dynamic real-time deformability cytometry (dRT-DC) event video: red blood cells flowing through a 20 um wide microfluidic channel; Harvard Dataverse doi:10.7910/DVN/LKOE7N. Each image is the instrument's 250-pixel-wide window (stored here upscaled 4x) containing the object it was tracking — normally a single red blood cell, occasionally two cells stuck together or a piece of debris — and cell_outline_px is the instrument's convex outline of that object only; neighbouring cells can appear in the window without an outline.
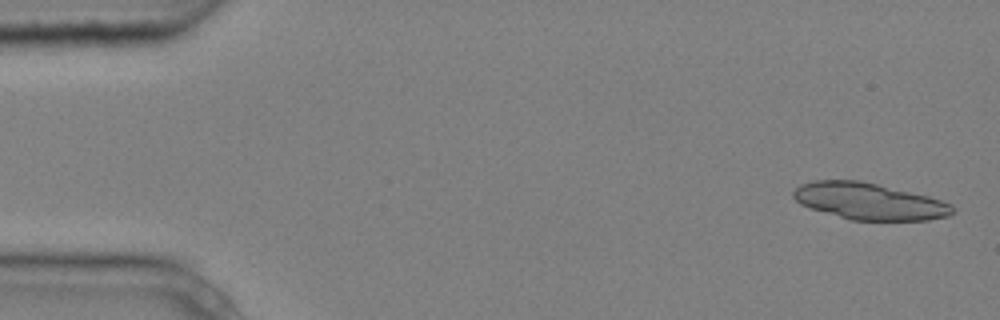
{"species": "common noctule bat (a hibernating species)", "species_latin": "Nyctalus noctula", "temperature_condition": "cold", "stored_images_in_passage": 5, "camera_frame_rate_fps": 3000, "um_per_image_px": 0.085, "animal": {"sex": "male", "body_mass_g": 20.4}, "frame": {"image": 1, "passage_image": 1, "time_ms": 0.0, "image_size_px": [1000, 320], "cell_outline_px": [[956, 212], [948, 216], [928, 220], [852, 220], [812, 208], [800, 204], [792, 196], [792, 192], [800, 184], [812, 180], [860, 180], [928, 196], [952, 204], [956, 208]], "centroid_in_image_um": [73.9, 17.1], "position_along_channel_um": 11.1, "area_um2": 33.87}}